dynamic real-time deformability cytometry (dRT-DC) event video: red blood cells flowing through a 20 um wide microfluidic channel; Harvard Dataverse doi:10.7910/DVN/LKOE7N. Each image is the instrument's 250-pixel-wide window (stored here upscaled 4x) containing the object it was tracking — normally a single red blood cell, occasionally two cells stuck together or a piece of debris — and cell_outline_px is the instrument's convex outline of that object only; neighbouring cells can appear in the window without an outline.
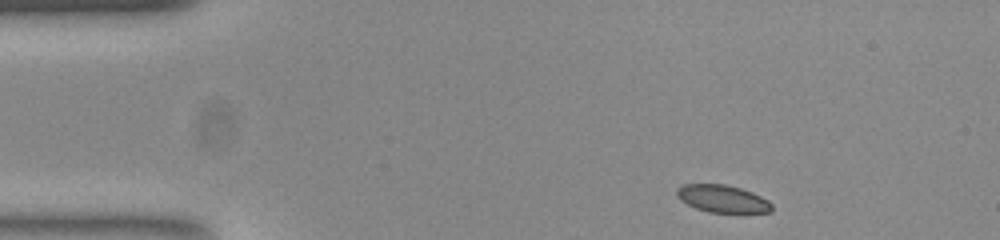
{"species": "common noctule bat (a hibernating species)", "species_latin": "Nyctalus noctula", "temperature_condition": "room temperature", "stored_images_in_passage": 47, "camera_frame_rate_fps": 3000, "um_per_image_px": 0.085, "animal": {"sex": "female", "body_mass_g": 23.0, "forearm_length_mm": 53.4}, "frame": {"image": 1, "passage_image": 1, "time_ms": 0.0, "image_size_px": [1000, 240], "cell_outline_px": [[772, 212], [708, 212], [696, 208], [680, 200], [676, 196], [676, 188], [684, 184], [724, 184], [740, 188], [752, 192], [768, 200], [772, 204]], "centroid_in_image_um": [61.39, 16.88], "position_along_channel_um": 23.6, "area_um2": 15.14}}
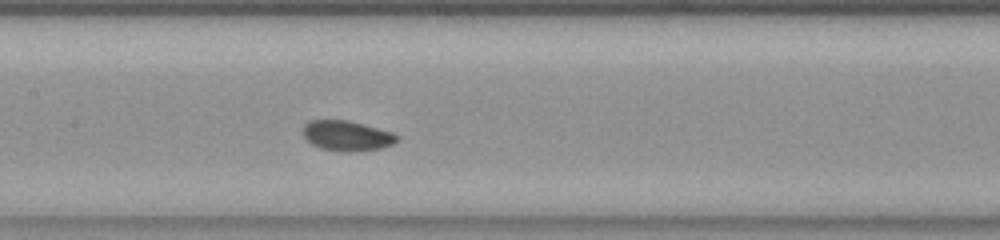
{"frame": {"image": 2, "passage_image": 19, "time_ms": 6.0, "image_size_px": [1000, 240], "cell_outline_px": [[400, 140], [392, 144], [380, 148], [348, 152], [320, 148], [312, 144], [304, 136], [304, 124], [308, 120], [348, 120], [392, 132], [400, 136]], "centroid_in_image_um": [29.5, 11.53], "position_along_channel_um": 177.9, "area_um2": 16.42}}
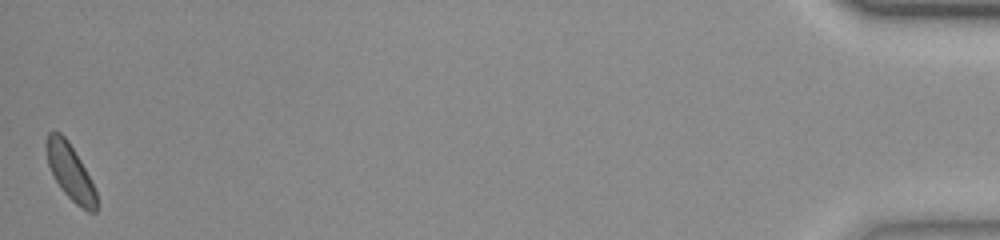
{"frame": {"image": 3, "passage_image": 47, "time_ms": 15.333, "image_size_px": [1000, 240], "cell_outline_px": [[96, 212], [88, 212], [76, 204], [60, 188], [48, 164], [44, 144], [48, 132], [60, 132], [68, 140], [80, 160], [96, 192]], "centroid_in_image_um": [5.93, 14.58], "position_along_channel_um": 429.3, "area_um2": 16.01}}